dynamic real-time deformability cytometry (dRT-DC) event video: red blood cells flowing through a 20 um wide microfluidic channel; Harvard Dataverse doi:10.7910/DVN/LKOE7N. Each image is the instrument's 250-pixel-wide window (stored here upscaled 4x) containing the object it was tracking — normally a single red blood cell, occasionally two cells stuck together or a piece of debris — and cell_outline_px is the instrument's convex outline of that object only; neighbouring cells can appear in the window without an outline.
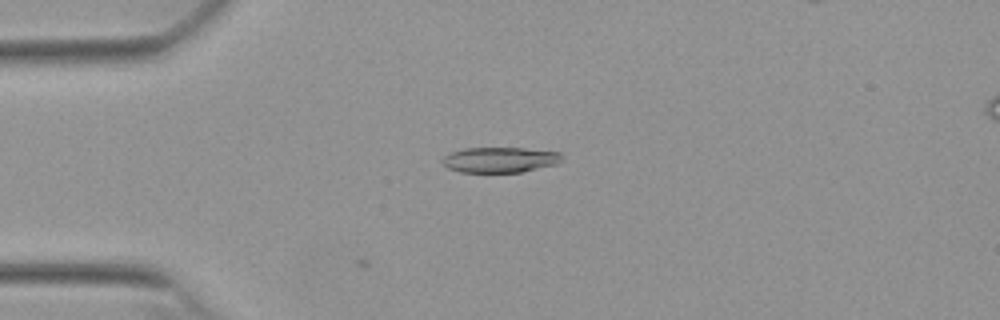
{"species": "Egyptian fruit bat (a non-hibernating species)", "species_latin": "Rousettus aegyptiacus", "temperature_condition": "warm", "stored_images_in_passage": 4, "camera_frame_rate_fps": 3000, "um_per_image_px": 0.085, "animal": {"sex": "female"}, "frame": {"image": 1, "passage_image": 4, "time_ms": 1.0, "image_size_px": [1000, 320], "cell_outline_px": [[560, 160], [556, 164], [524, 172], [460, 172], [448, 168], [440, 160], [448, 152], [464, 148], [524, 148], [560, 152]], "centroid_in_image_um": [42.44, 13.58], "position_along_channel_um": 42.6, "area_um2": 17.74}}